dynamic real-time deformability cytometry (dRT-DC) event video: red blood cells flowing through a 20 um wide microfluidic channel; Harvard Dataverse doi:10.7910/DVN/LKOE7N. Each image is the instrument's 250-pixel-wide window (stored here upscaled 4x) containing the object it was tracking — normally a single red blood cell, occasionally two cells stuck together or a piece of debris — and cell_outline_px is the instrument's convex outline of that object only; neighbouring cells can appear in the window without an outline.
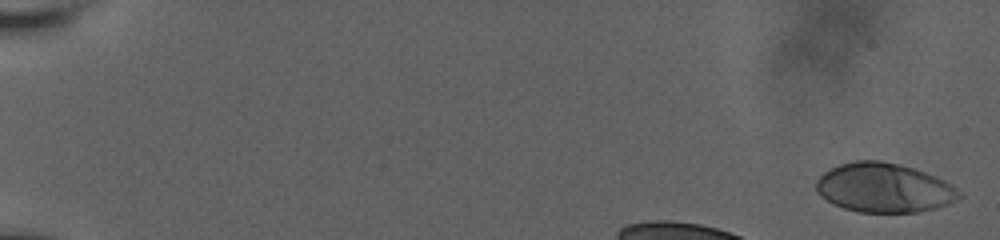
{"species": "human", "species_latin": "Homo sapiens", "temperature_condition": "room temperature", "stored_images_in_passage": 6, "camera_frame_rate_fps": 3000, "um_per_image_px": 0.085, "donor": {"sex": "male"}, "frame": {"image": 1, "passage_image": 1, "time_ms": 0.0, "image_size_px": [1000, 240], "cell_outline_px": [[964, 196], [948, 204], [936, 208], [916, 212], [860, 212], [844, 208], [832, 204], [820, 196], [816, 192], [816, 180], [824, 172], [840, 164], [856, 160], [880, 160], [900, 164], [924, 172], [944, 180], [952, 184]], "centroid_in_image_um": [75.13, 15.96], "position_along_channel_um": 9.9, "area_um2": 41.15}}
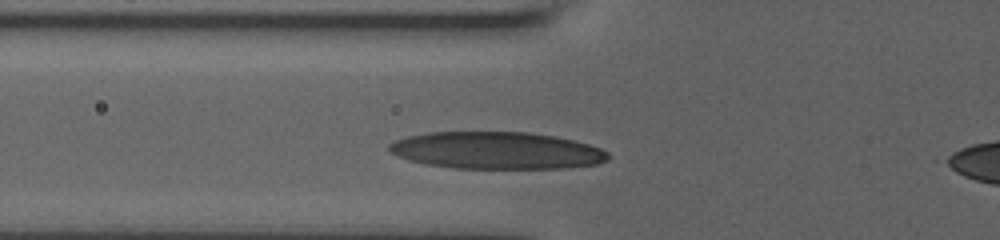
{"frame": {"image": 2, "passage_image": 6, "time_ms": 4.667, "image_size_px": [1000, 240], "cell_outline_px": [[608, 160], [600, 164], [568, 168], [452, 168], [424, 164], [400, 156], [392, 152], [388, 148], [388, 144], [396, 140], [408, 136], [428, 132], [528, 132], [556, 136], [576, 140], [600, 148], [608, 152]], "centroid_in_image_um": [42.27, 12.79], "position_along_channel_um": 83.5, "area_um2": 47.51}}